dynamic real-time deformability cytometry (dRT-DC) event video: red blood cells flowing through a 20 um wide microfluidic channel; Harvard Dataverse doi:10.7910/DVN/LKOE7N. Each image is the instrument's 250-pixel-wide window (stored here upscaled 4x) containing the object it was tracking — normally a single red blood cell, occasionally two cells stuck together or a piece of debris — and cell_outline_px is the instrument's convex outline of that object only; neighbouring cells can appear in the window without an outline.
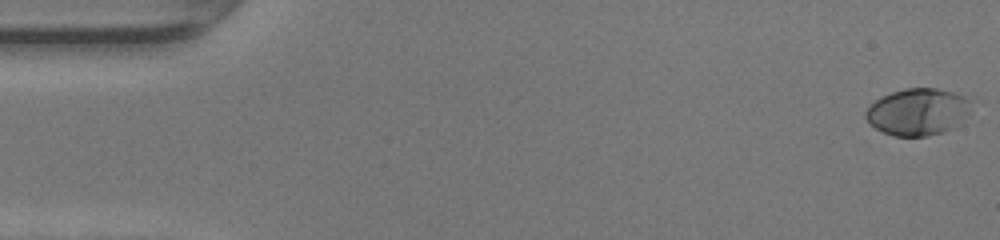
{"species": "human", "species_latin": "Homo sapiens", "temperature_condition": "warm", "stored_images_in_passage": 49, "camera_frame_rate_fps": 3000, "um_per_image_px": 0.085, "donor": {"sex": "female"}, "frame": {"image": 1, "passage_image": 1, "time_ms": 0.0, "image_size_px": [1000, 240], "cell_outline_px": [[968, 100], [964, 112], [956, 128], [944, 132], [928, 136], [892, 136], [876, 128], [864, 116], [864, 112], [876, 100], [892, 92], [904, 88], [936, 88], [952, 92], [964, 96]], "centroid_in_image_um": [77.95, 9.52], "position_along_channel_um": 7.1, "area_um2": 28.15}}
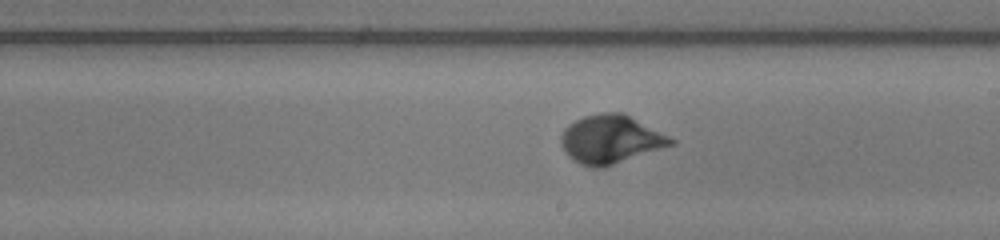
{"frame": {"image": 2, "passage_image": 28, "time_ms": 9.0, "image_size_px": [1000, 240], "cell_outline_px": [[676, 144], [604, 168], [592, 168], [580, 164], [572, 160], [564, 152], [560, 144], [560, 136], [564, 128], [568, 124], [584, 116], [600, 112], [624, 112], [676, 140]], "centroid_in_image_um": [51.89, 11.85], "position_along_channel_um": 237.1, "area_um2": 31.5}}
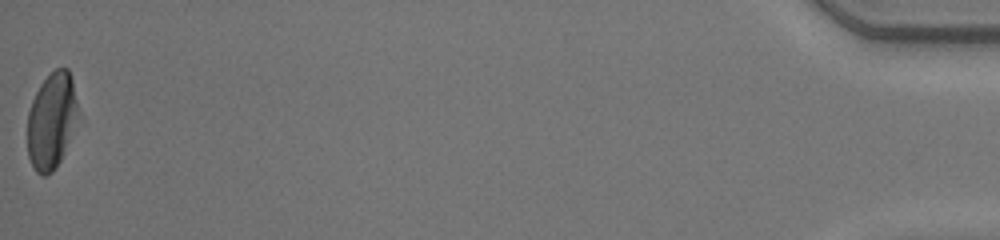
{"frame": {"image": 3, "passage_image": 49, "time_ms": 16.0, "image_size_px": [1000, 240], "cell_outline_px": [[84, 120], [60, 160], [52, 172], [44, 176], [40, 176], [36, 172], [28, 156], [28, 112], [32, 100], [40, 84], [56, 68], [68, 68], [72, 80]], "centroid_in_image_um": [4.49, 10.27], "position_along_channel_um": 430.7, "area_um2": 29.65}, "authors_computed_cell_mechanics": {"area_um2": 28.4954, "velocity_mm_per_s": 4.2696, "shape_relaxation_time_tau1_ms": 2.5055, "shape_relaxation_time_tau2_ms": null, "deformation_change_tau1": 0.178, "deformation_change_tau2": null}}